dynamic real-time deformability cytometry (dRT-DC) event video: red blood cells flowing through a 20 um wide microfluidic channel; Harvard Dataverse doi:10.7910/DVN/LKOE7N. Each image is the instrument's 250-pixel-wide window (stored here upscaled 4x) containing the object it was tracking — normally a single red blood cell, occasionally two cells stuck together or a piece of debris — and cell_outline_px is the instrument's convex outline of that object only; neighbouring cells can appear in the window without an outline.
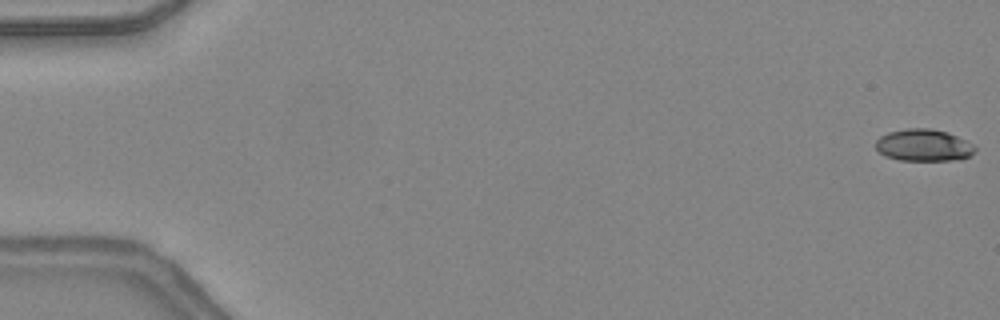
{"species": "common noctule bat (a hibernating species)", "species_latin": "Nyctalus noctula", "temperature_condition": "warm", "stored_images_in_passage": 7, "camera_frame_rate_fps": 3000, "um_per_image_px": 0.085, "animal": {"sex": "female", "body_mass_g": 24.6, "forearm_length_mm": 56.2}, "frame": {"image": 1, "passage_image": 1, "time_ms": 0.0, "image_size_px": [1000, 320], "cell_outline_px": [[976, 152], [968, 156], [952, 160], [900, 160], [884, 156], [876, 148], [876, 140], [880, 136], [888, 132], [908, 128], [928, 128], [948, 132], [972, 144], [976, 148]], "centroid_in_image_um": [78.48, 12.34], "position_along_channel_um": 6.5, "area_um2": 18.38}}